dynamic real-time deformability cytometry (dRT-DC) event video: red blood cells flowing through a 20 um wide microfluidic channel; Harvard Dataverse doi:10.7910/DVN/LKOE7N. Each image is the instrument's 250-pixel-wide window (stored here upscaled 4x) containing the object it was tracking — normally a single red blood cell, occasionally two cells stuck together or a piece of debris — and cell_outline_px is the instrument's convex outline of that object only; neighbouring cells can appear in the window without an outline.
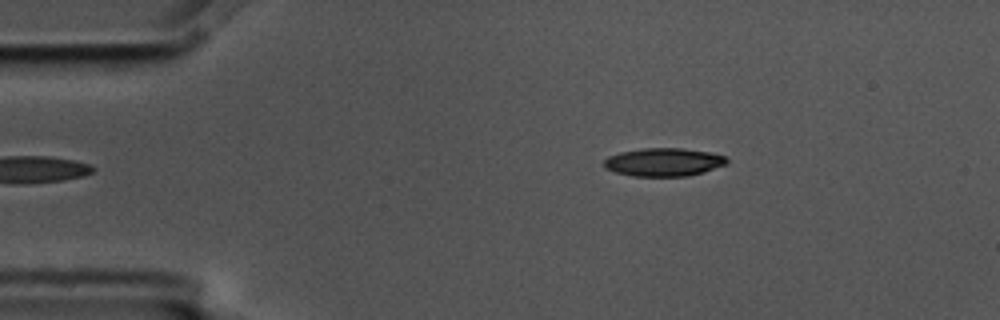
{"species": "common noctule bat (a hibernating species)", "species_latin": "Nyctalus noctula", "temperature_condition": "cold", "stored_images_in_passage": 2, "camera_frame_rate_fps": 3000, "um_per_image_px": 0.085, "animal": {"sex": "male", "body_mass_g": 17.5, "forearm_length_mm": 52.3}, "frame": {"image": 1, "passage_image": 1, "time_ms": 0.0, "image_size_px": [1000, 320], "cell_outline_px": [[728, 164], [704, 172], [688, 176], [632, 176], [616, 172], [604, 168], [604, 160], [608, 156], [620, 152], [644, 148], [684, 148], [712, 152], [724, 156], [728, 160]], "centroid_in_image_um": [56.44, 13.77], "position_along_channel_um": 28.6, "area_um2": 20.35}}